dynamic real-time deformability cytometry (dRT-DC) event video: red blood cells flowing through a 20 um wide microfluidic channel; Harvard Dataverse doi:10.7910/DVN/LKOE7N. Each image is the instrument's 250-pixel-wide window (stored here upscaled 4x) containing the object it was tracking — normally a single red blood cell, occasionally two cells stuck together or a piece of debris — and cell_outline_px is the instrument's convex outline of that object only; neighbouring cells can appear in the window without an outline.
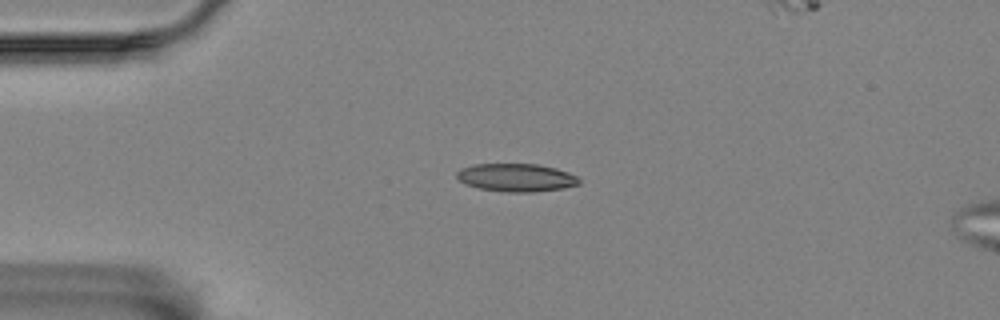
{"species": "Egyptian fruit bat (a non-hibernating species)", "species_latin": "Rousettus aegyptiacus", "temperature_condition": "room temperature", "stored_images_in_passage": 46, "camera_frame_rate_fps": 3000, "um_per_image_px": 0.085, "animal": {"sex": "female"}, "frame": {"image": 1, "passage_image": 1, "time_ms": 0.0, "image_size_px": [1000, 320], "cell_outline_px": [[580, 184], [564, 188], [536, 192], [504, 192], [480, 188], [464, 184], [456, 176], [456, 172], [460, 168], [476, 164], [536, 164], [556, 168], [568, 172], [576, 176], [580, 180]], "centroid_in_image_um": [43.88, 15.1], "position_along_channel_um": 41.1, "area_um2": 20.06}}
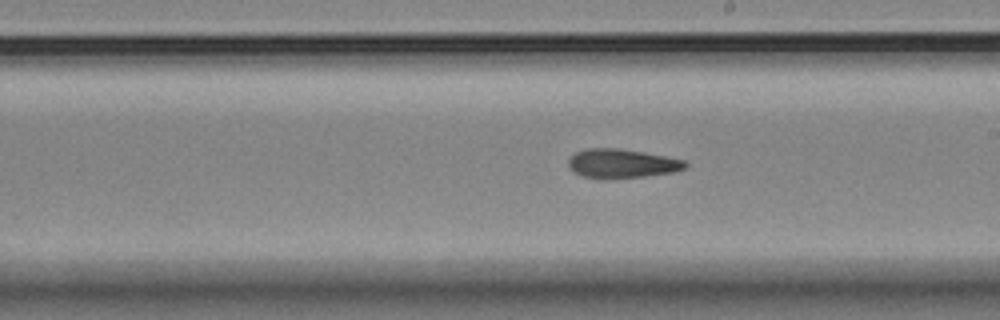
{"frame": {"image": 2, "passage_image": 20, "time_ms": 6.333, "image_size_px": [1000, 320], "cell_outline_px": [[688, 164], [684, 168], [676, 172], [644, 176], [580, 176], [572, 172], [568, 168], [568, 160], [576, 152], [588, 148], [616, 148], [644, 152], [684, 160]], "centroid_in_image_um": [52.85, 13.87], "position_along_channel_um": 236.1, "area_um2": 19.13}}
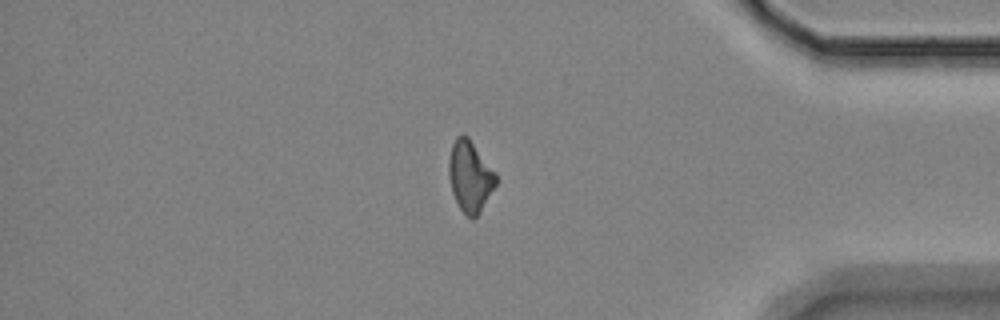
{"frame": {"image": 3, "passage_image": 36, "time_ms": 11.667, "image_size_px": [1000, 320], "cell_outline_px": [[496, 184], [480, 212], [472, 220], [460, 208], [452, 192], [448, 176], [448, 164], [452, 144], [456, 136], [468, 136], [496, 172]], "centroid_in_image_um": [39.95, 14.98], "position_along_channel_um": 395.3, "area_um2": 19.36}, "authors_computed_cell_mechanics": {"area_um2": 19.8832, "velocity_mm_per_s": 3.4672, "shape_relaxation_time_tau1_ms": null, "shape_relaxation_time_tau2_ms": 3.8769, "deformation_change_tau1": null, "deformation_change_tau2": 0.1241}}